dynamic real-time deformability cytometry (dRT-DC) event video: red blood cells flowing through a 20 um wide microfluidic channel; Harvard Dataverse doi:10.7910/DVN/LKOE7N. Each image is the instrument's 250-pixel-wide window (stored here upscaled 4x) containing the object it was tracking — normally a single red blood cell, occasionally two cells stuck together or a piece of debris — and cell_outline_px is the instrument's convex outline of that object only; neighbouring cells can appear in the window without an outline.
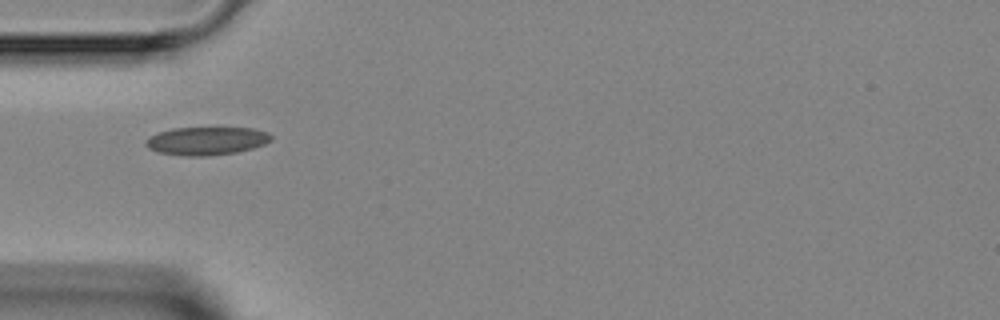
{"species": "Egyptian fruit bat (a non-hibernating species)", "species_latin": "Rousettus aegyptiacus", "temperature_condition": "room temperature", "stored_images_in_passage": 2, "camera_frame_rate_fps": 3000, "um_per_image_px": 0.085, "animal": {"sex": "female"}, "frame": {"image": 1, "passage_image": 1, "time_ms": 0.0, "image_size_px": [1000, 320], "cell_outline_px": [[272, 140], [264, 144], [252, 148], [236, 152], [208, 156], [184, 156], [156, 152], [148, 148], [144, 144], [144, 140], [148, 136], [156, 132], [172, 128], [252, 128], [268, 132], [272, 136]], "centroid_in_image_um": [17.49, 11.97], "position_along_channel_um": 67.5, "area_um2": 20.81}}
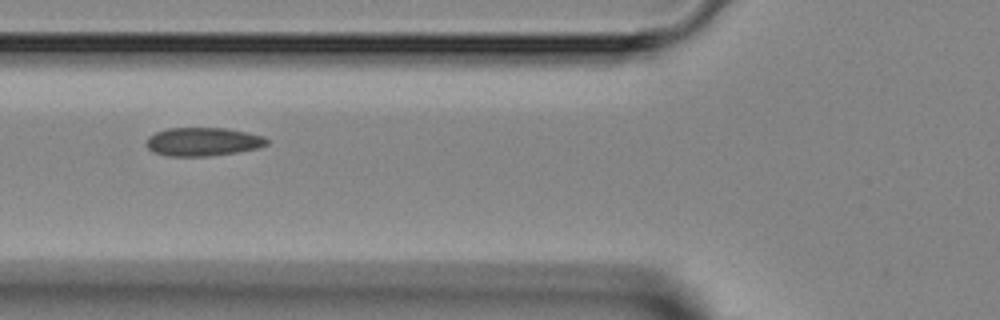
{"frame": {"image": 2, "passage_image": 2, "time_ms": 1.0, "image_size_px": [1000, 320], "cell_outline_px": [[268, 144], [260, 148], [236, 152], [208, 156], [168, 156], [152, 152], [144, 144], [144, 140], [148, 136], [156, 132], [168, 128], [224, 128], [264, 136], [268, 140]], "centroid_in_image_um": [17.2, 12.05], "position_along_channel_um": 108.6, "area_um2": 20.11}}